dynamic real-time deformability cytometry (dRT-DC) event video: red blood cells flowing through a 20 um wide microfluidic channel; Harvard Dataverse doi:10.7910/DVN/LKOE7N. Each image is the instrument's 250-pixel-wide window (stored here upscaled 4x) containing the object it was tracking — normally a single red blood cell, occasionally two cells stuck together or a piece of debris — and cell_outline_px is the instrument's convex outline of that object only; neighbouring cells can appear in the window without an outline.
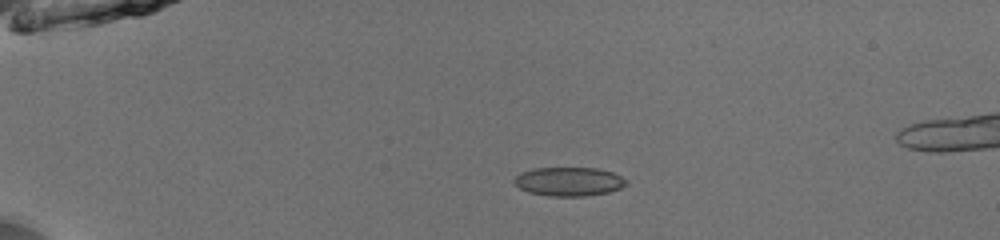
{"species": "common noctule bat (a hibernating species)", "species_latin": "Nyctalus noctula", "temperature_condition": "room temperature", "stored_images_in_passage": 35, "camera_frame_rate_fps": 3000, "um_per_image_px": 0.085, "animal": {"sex": "male", "body_mass_g": 13.0, "forearm_length_mm": 53.1}, "frame": {"image": 1, "passage_image": 1, "time_ms": 0.0, "image_size_px": [1000, 240], "cell_outline_px": [[628, 184], [620, 188], [608, 192], [584, 196], [548, 196], [528, 192], [520, 188], [512, 180], [520, 172], [536, 168], [596, 168], [612, 172], [628, 180]], "centroid_in_image_um": [48.35, 15.43], "position_along_channel_um": 36.6, "area_um2": 18.84}}
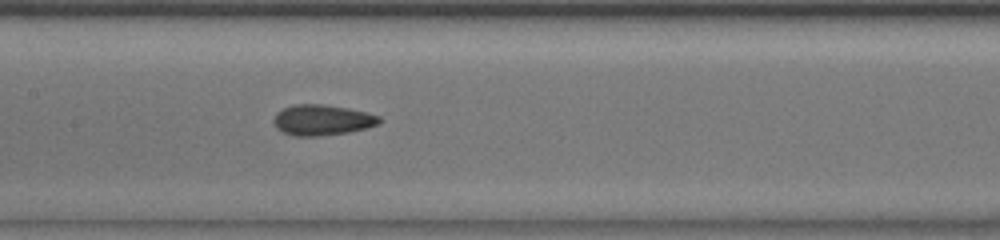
{"frame": {"image": 2, "passage_image": 16, "time_ms": 5.0, "image_size_px": [1000, 240], "cell_outline_px": [[384, 120], [380, 124], [348, 132], [316, 136], [292, 136], [276, 128], [272, 120], [276, 112], [284, 108], [296, 104], [320, 104], [348, 108], [380, 116]], "centroid_in_image_um": [27.37, 10.2], "position_along_channel_um": 180.0, "area_um2": 18.84}}
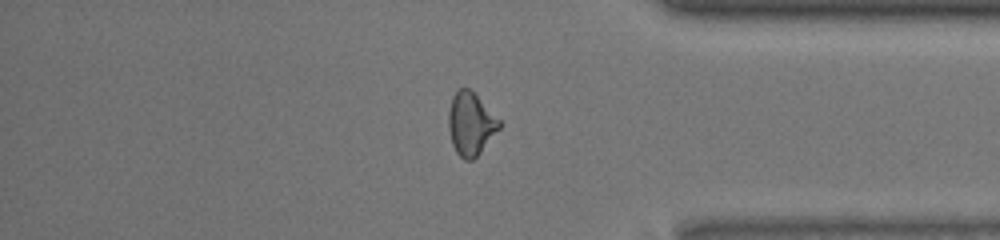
{"frame": {"image": 3, "passage_image": 33, "time_ms": 10.667, "image_size_px": [1000, 240], "cell_outline_px": [[500, 128], [480, 152], [472, 160], [464, 160], [456, 152], [452, 144], [448, 128], [448, 112], [452, 96], [460, 88], [468, 88], [500, 120]], "centroid_in_image_um": [39.98, 10.54], "position_along_channel_um": 395.2, "area_um2": 18.26}}